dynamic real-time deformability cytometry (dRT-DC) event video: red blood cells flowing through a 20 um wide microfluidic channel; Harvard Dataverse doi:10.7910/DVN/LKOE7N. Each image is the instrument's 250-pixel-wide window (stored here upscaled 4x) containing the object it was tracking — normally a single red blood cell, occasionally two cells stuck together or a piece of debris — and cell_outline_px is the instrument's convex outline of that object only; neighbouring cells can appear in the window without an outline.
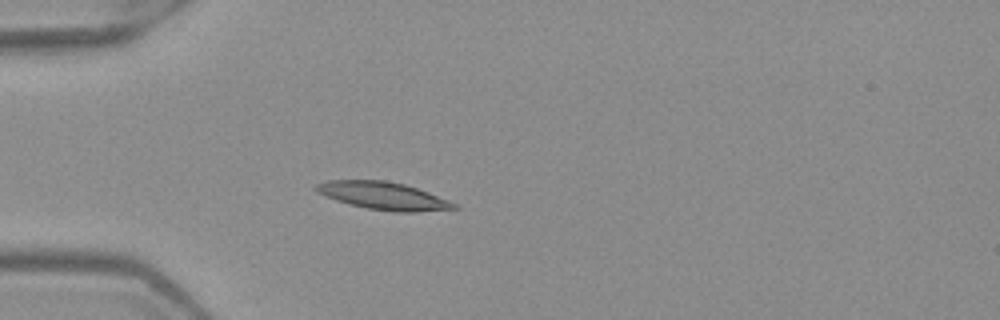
{"species": "Egyptian fruit bat (a non-hibernating species)", "species_latin": "Rousettus aegyptiacus", "temperature_condition": "warm", "stored_images_in_passage": 4, "camera_frame_rate_fps": 3000, "um_per_image_px": 0.085, "frame": {"image": 1, "passage_image": 4, "time_ms": 1.0, "image_size_px": [1000, 320], "cell_outline_px": [[460, 208], [416, 212], [392, 212], [368, 208], [348, 204], [336, 200], [316, 192], [312, 188], [316, 184], [328, 180], [384, 180], [404, 184], [428, 192], [448, 200], [456, 204]], "centroid_in_image_um": [32.55, 16.64], "position_along_channel_um": 52.5, "area_um2": 22.2}}